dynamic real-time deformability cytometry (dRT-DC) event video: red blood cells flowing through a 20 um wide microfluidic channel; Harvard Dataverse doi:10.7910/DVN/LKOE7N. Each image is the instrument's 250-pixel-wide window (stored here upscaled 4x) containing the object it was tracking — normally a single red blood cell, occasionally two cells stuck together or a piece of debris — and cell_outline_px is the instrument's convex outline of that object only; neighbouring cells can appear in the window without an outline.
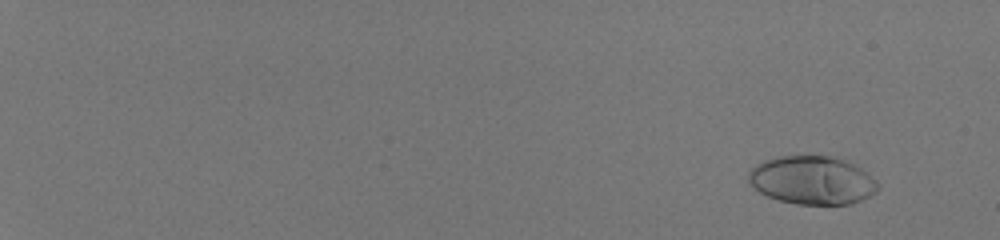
{"species": "human", "species_latin": "Homo sapiens", "temperature_condition": "room temperature", "stored_images_in_passage": 57, "camera_frame_rate_fps": 3000, "um_per_image_px": 0.085, "donor": {"sex": "male"}, "frame": {"image": 1, "passage_image": 6, "time_ms": 1.667, "image_size_px": [1000, 240], "cell_outline_px": [[880, 188], [876, 192], [852, 204], [796, 204], [780, 200], [768, 196], [760, 192], [748, 180], [748, 172], [756, 164], [764, 160], [776, 156], [836, 156], [860, 168], [876, 180], [880, 184]], "centroid_in_image_um": [69.04, 15.31], "position_along_channel_um": 16.0, "area_um2": 36.36}}
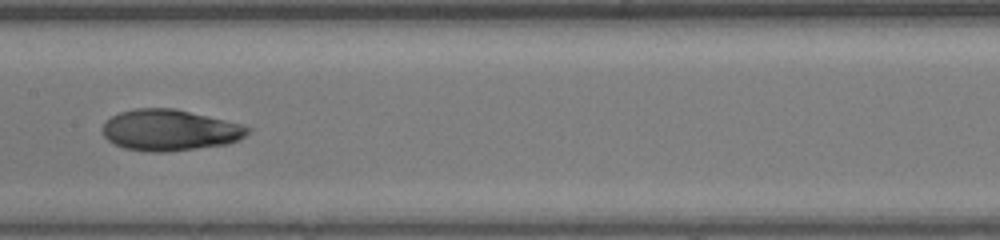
{"frame": {"image": 2, "passage_image": 36, "time_ms": 11.667, "image_size_px": [1000, 240], "cell_outline_px": [[252, 128], [244, 136], [228, 144], [164, 152], [152, 152], [124, 148], [108, 140], [104, 136], [100, 128], [104, 120], [120, 112], [136, 108], [176, 108], [240, 124]], "centroid_in_image_um": [14.37, 11.05], "position_along_channel_um": 193.0, "area_um2": 34.74}}
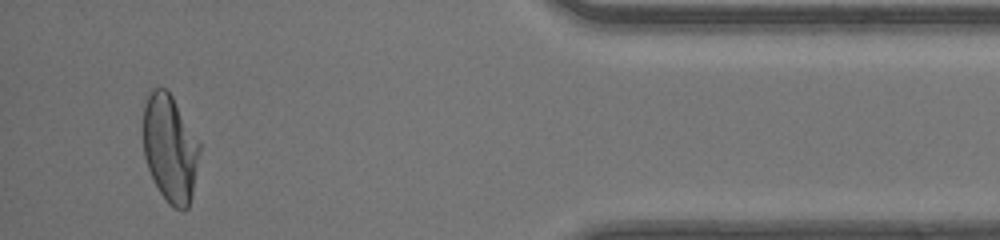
{"frame": {"image": 3, "passage_image": 55, "time_ms": 18.0, "image_size_px": [1000, 240], "cell_outline_px": [[200, 152], [192, 196], [188, 208], [184, 212], [180, 212], [168, 204], [160, 192], [148, 168], [144, 156], [144, 104], [148, 92], [152, 88], [168, 88], [200, 144]], "centroid_in_image_um": [14.46, 12.62], "position_along_channel_um": 420.7, "area_um2": 35.43}, "authors_computed_cell_mechanics": {"area_um2": 35.0846, "velocity_mm_per_s": 4.1649, "shape_relaxation_time_tau1_ms": 4.7505, "shape_relaxation_time_tau2_ms": 0.8547, "deformation_change_tau1": 0.2193, "deformation_change_tau2": 0.0417}}